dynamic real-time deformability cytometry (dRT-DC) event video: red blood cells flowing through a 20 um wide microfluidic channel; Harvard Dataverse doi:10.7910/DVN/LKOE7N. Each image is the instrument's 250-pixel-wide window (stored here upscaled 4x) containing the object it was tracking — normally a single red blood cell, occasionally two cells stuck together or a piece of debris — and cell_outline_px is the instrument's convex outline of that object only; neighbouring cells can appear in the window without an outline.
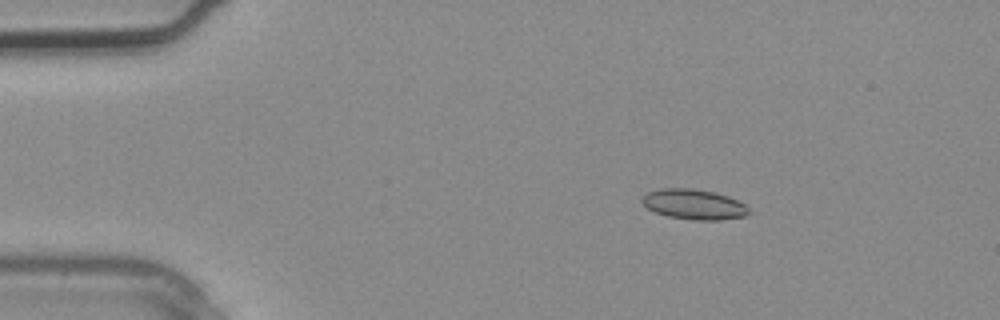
{"species": "common noctule bat (a hibernating species)", "species_latin": "Nyctalus noctula", "temperature_condition": "warm", "stored_images_in_passage": 2, "camera_frame_rate_fps": 3000, "um_per_image_px": 0.085, "animal": {"sex": "male", "body_mass_g": 20.4}, "frame": {"image": 1, "passage_image": 1, "time_ms": 0.0, "image_size_px": [1000, 320], "cell_outline_px": [[748, 212], [744, 216], [720, 220], [692, 220], [668, 216], [656, 212], [648, 208], [640, 200], [648, 192], [660, 188], [692, 188], [716, 192], [728, 196], [744, 204], [748, 208]], "centroid_in_image_um": [58.97, 17.36], "position_along_channel_um": 26.0, "area_um2": 18.67}}